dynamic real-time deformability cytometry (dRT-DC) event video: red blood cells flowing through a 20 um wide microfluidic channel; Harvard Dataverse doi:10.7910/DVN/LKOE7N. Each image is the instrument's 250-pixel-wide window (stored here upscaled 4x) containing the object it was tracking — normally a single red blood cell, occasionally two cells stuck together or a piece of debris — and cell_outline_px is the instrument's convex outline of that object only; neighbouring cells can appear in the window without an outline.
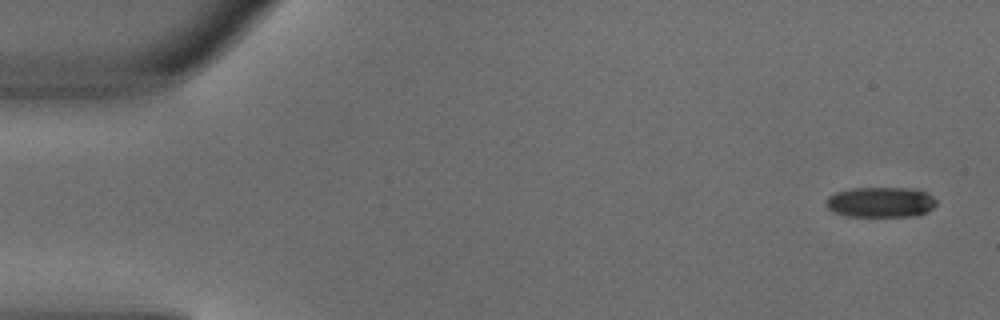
{"species": "common noctule bat (a hibernating species)", "species_latin": "Nyctalus noctula", "temperature_condition": "warm", "stored_images_in_passage": 4, "camera_frame_rate_fps": 3000, "um_per_image_px": 0.085, "animal": {"sex": "male", "body_mass_g": 18.8}, "frame": {"image": 1, "passage_image": 1, "time_ms": 0.0, "image_size_px": [1000, 320], "cell_outline_px": [[936, 204], [928, 212], [916, 216], [844, 216], [832, 212], [824, 204], [824, 200], [828, 196], [836, 192], [848, 188], [908, 188], [924, 192], [932, 196], [936, 200]], "centroid_in_image_um": [74.79, 17.19], "position_along_channel_um": 10.2, "area_um2": 19.71}}
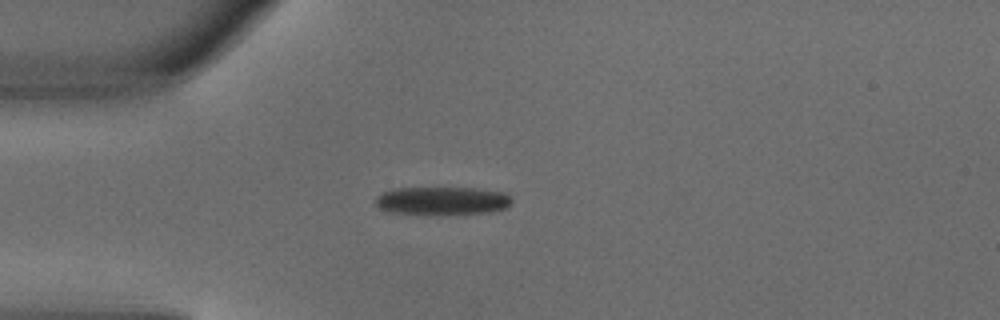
{"frame": {"image": 2, "passage_image": 4, "time_ms": 1.0, "image_size_px": [1000, 320], "cell_outline_px": [[512, 204], [508, 208], [492, 212], [388, 212], [380, 208], [376, 204], [376, 196], [380, 192], [392, 188], [476, 188], [504, 192], [512, 196]], "centroid_in_image_um": [37.63, 17.02], "position_along_channel_um": 47.4, "area_um2": 21.79}}